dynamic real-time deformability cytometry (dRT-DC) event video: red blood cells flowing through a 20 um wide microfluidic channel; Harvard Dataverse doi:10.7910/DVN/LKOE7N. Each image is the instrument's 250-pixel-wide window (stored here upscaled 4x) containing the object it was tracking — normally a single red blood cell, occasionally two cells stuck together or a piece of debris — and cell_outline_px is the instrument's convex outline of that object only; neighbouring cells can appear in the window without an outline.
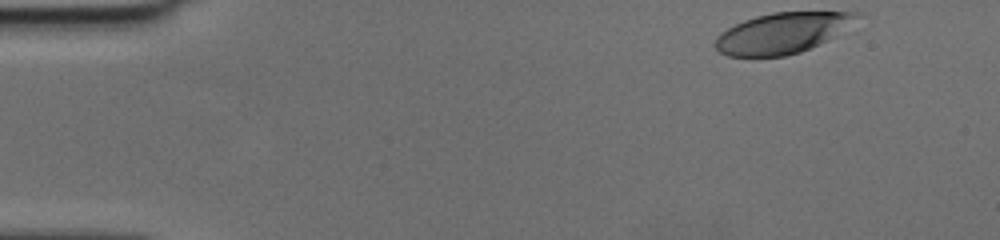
{"species": "human", "species_latin": "Homo sapiens", "temperature_condition": "cold", "stored_images_in_passage": 46, "camera_frame_rate_fps": 3000, "um_per_image_px": 0.085, "donor": {"sex": "female"}, "frame": {"image": 1, "passage_image": 1, "time_ms": 0.0, "image_size_px": [1000, 240], "cell_outline_px": [[860, 16], [824, 40], [800, 52], [784, 56], [728, 56], [720, 52], [716, 48], [716, 36], [720, 32], [744, 20], [756, 16], [772, 12], [860, 12]], "centroid_in_image_um": [66.38, 2.8], "position_along_channel_um": 18.6, "area_um2": 32.43}}
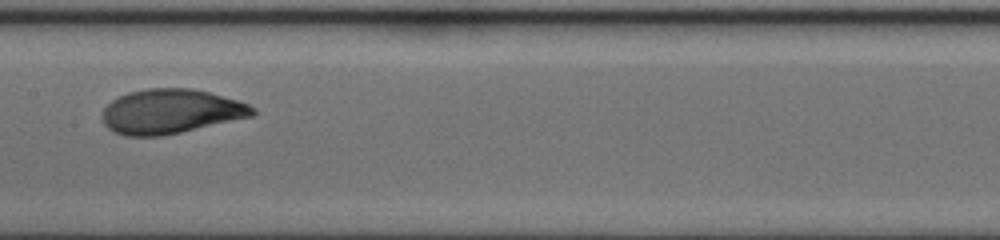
{"frame": {"image": 2, "passage_image": 22, "time_ms": 7.0, "image_size_px": [1000, 240], "cell_outline_px": [[256, 112], [252, 116], [180, 132], [160, 136], [124, 136], [108, 128], [104, 124], [104, 108], [112, 100], [128, 92], [148, 88], [192, 88], [240, 100], [256, 108]], "centroid_in_image_um": [14.53, 9.46], "position_along_channel_um": 192.9, "area_um2": 38.73}}
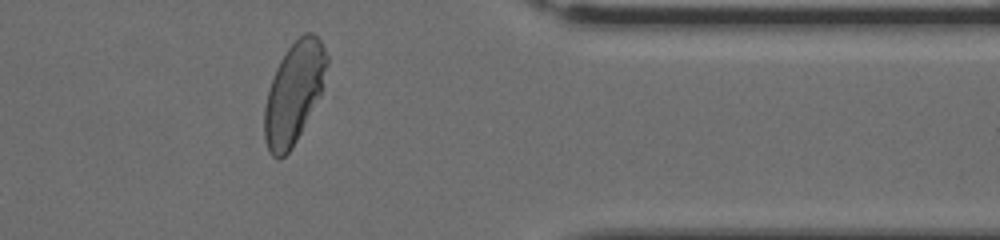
{"frame": {"image": 3, "passage_image": 37, "time_ms": 12.0, "image_size_px": [1000, 240], "cell_outline_px": [[328, 64], [324, 88], [320, 96], [292, 148], [280, 160], [276, 160], [268, 152], [264, 140], [264, 108], [268, 92], [276, 68], [280, 60], [288, 48], [304, 32], [312, 32], [320, 40], [328, 56]], "centroid_in_image_um": [24.99, 7.92], "position_along_channel_um": 386.4, "area_um2": 36.93}}